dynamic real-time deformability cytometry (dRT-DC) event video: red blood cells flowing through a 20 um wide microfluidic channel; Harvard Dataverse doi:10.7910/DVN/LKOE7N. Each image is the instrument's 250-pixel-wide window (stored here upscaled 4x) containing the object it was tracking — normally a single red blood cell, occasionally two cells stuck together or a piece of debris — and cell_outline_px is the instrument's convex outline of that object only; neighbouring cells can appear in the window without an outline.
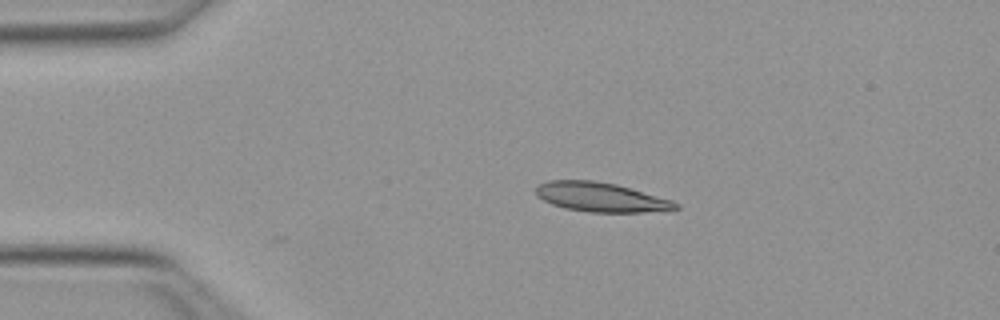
{"species": "Egyptian fruit bat (a non-hibernating species)", "species_latin": "Rousettus aegyptiacus", "temperature_condition": "warm", "stored_images_in_passage": 3, "camera_frame_rate_fps": 3000, "um_per_image_px": 0.085, "animal": {"sex": "female"}, "frame": {"image": 1, "passage_image": 1, "time_ms": 0.0, "image_size_px": [1000, 320], "cell_outline_px": [[680, 208], [640, 212], [588, 212], [564, 208], [552, 204], [536, 196], [536, 188], [540, 184], [548, 180], [592, 180], [616, 184], [672, 200], [680, 204]], "centroid_in_image_um": [51.05, 16.75], "position_along_channel_um": 34.0, "area_um2": 23.7}}